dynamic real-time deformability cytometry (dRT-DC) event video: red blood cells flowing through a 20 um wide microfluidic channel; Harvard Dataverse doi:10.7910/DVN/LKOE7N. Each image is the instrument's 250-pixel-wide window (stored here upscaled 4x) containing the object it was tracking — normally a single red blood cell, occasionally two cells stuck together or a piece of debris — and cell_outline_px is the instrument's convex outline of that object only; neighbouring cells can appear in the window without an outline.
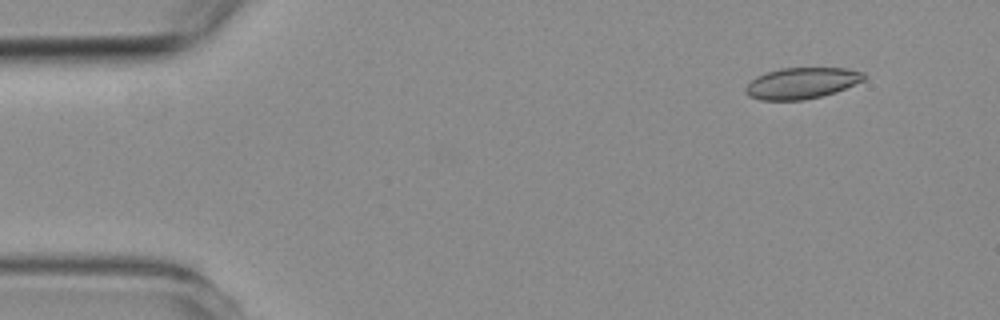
{"species": "common noctule bat (a hibernating species)", "species_latin": "Nyctalus noctula", "temperature_condition": "room temperature", "stored_images_in_passage": 5, "segment_of_instrument_passage": [1, 2], "camera_frame_rate_fps": 3000, "um_per_image_px": 0.085, "animal": {"sex": "female", "body_mass_g": 19.3, "forearm_length_mm": 54.1}, "frame": {"image": 1, "passage_image": 2, "time_ms": 1.0, "image_size_px": [1000, 320], "cell_outline_px": [[868, 76], [864, 80], [836, 92], [824, 96], [804, 100], [760, 100], [748, 96], [744, 92], [744, 88], [756, 76], [780, 68], [848, 68], [864, 72]], "centroid_in_image_um": [68.16, 7.07], "position_along_channel_um": 16.8, "area_um2": 21.73}}
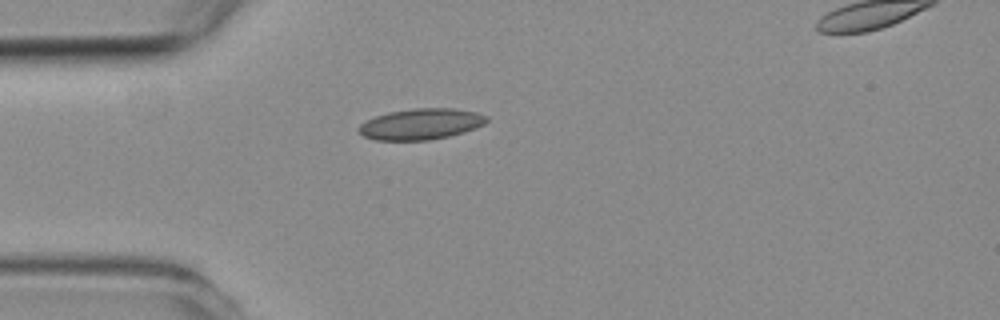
{"frame": {"image": 2, "passage_image": 4, "time_ms": 4.0, "image_size_px": [1000, 320], "cell_outline_px": [[488, 120], [484, 124], [476, 128], [464, 132], [448, 136], [428, 140], [376, 140], [364, 136], [356, 128], [360, 124], [376, 116], [388, 112], [416, 108], [452, 108], [476, 112], [488, 116]], "centroid_in_image_um": [35.79, 10.54], "position_along_channel_um": 49.2, "area_um2": 23.0}}